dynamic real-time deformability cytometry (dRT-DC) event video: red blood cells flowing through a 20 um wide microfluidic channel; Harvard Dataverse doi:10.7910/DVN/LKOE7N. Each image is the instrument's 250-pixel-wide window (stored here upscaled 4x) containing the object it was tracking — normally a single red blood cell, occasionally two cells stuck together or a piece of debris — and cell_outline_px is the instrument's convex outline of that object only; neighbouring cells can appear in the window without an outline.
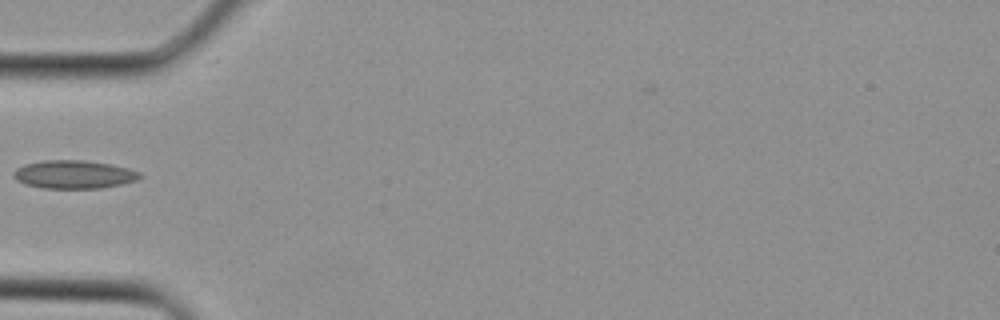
{"species": "Egyptian fruit bat (a non-hibernating species)", "species_latin": "Rousettus aegyptiacus", "temperature_condition": "cold", "stored_images_in_passage": 3, "camera_frame_rate_fps": 3000, "um_per_image_px": 0.085, "animal": {"sex": "female"}, "frame": {"image": 1, "passage_image": 3, "time_ms": 0.667, "image_size_px": [1000, 320], "cell_outline_px": [[144, 176], [136, 180], [120, 184], [100, 188], [40, 188], [24, 184], [16, 180], [12, 176], [12, 172], [16, 168], [24, 164], [44, 160], [84, 160], [112, 164], [128, 168], [140, 172]], "centroid_in_image_um": [6.25, 14.82], "position_along_channel_um": 78.7, "area_um2": 20.98}}